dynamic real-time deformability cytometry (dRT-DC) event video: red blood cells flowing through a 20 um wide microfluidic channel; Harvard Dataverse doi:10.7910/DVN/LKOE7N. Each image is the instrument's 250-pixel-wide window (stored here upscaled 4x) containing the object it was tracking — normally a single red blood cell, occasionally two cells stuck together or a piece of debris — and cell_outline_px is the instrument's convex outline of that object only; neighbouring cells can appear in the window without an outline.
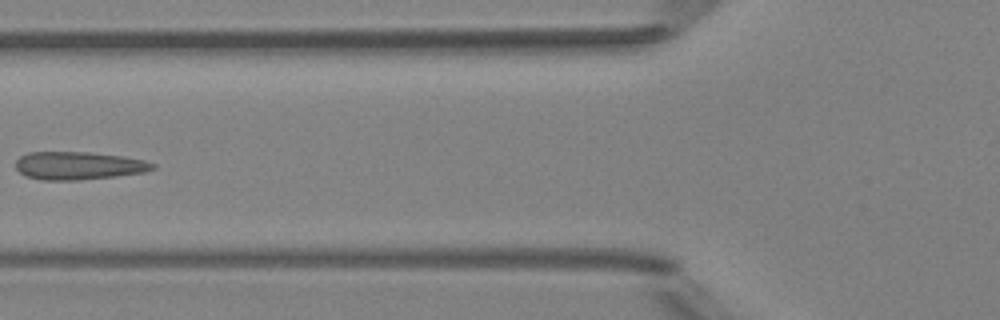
{"species": "Egyptian fruit bat (a non-hibernating species)", "species_latin": "Rousettus aegyptiacus", "temperature_condition": "room temperature", "stored_images_in_passage": 5, "camera_frame_rate_fps": 3000, "um_per_image_px": 0.085, "animal": {"sex": "female"}, "frame": {"image": 1, "passage_image": 5, "time_ms": 5.333, "image_size_px": [1000, 320], "cell_outline_px": [[156, 168], [144, 172], [116, 176], [80, 180], [40, 180], [24, 176], [16, 168], [16, 160], [20, 156], [28, 152], [88, 152], [124, 156], [144, 160], [156, 164]], "centroid_in_image_um": [6.67, 14.08], "position_along_channel_um": 119.1, "area_um2": 22.48}}